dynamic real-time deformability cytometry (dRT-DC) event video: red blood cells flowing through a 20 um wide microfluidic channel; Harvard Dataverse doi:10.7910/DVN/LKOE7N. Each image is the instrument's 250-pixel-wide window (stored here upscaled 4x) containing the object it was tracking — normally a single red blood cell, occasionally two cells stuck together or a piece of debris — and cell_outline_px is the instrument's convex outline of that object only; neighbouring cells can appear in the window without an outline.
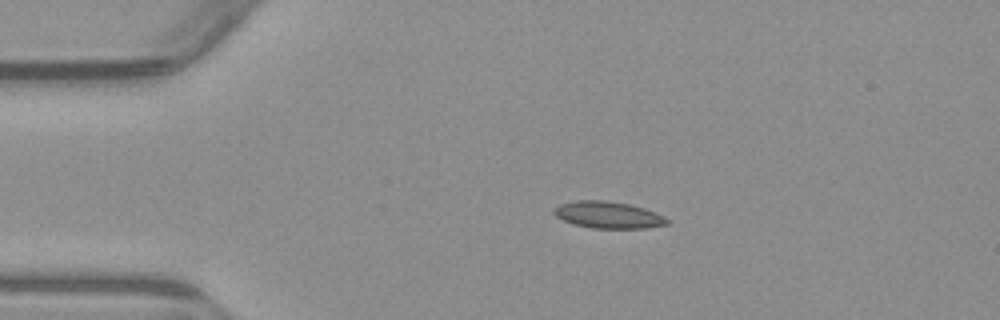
{"species": "common noctule bat (a hibernating species)", "species_latin": "Nyctalus noctula", "temperature_condition": "warm", "stored_images_in_passage": 3, "camera_frame_rate_fps": 3000, "um_per_image_px": 0.085, "animal": {"sex": "male", "body_mass_g": 23.1, "forearm_length_mm": 52.7}, "frame": {"image": 1, "passage_image": 2, "time_ms": 1.333, "image_size_px": [1000, 320], "cell_outline_px": [[668, 224], [644, 228], [592, 228], [576, 224], [564, 220], [556, 216], [552, 212], [552, 208], [560, 204], [576, 200], [608, 200], [628, 204], [644, 208], [656, 212], [664, 216], [668, 220]], "centroid_in_image_um": [51.68, 18.25], "position_along_channel_um": 33.3, "area_um2": 17.63}}